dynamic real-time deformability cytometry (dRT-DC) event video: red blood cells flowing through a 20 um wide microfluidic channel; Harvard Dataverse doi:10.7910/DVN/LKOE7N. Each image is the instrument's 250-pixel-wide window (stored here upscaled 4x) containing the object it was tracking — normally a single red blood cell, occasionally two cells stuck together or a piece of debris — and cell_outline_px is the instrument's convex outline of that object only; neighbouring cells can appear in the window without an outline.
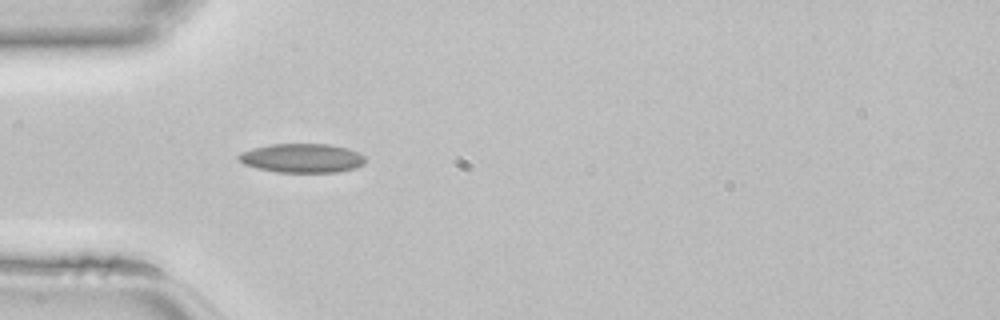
{"species": "common noctule bat (a hibernating species)", "species_latin": "Nyctalus noctula", "temperature_condition": "room temperature", "stored_images_in_passage": 17, "camera_frame_rate_fps": 3000, "um_per_image_px": 0.085, "animal": {"sex": "female", "body_mass_g": 22.7, "forearm_length_mm": 54.2}, "frame": {"image": 1, "passage_image": 3, "time_ms": 0.667, "image_size_px": [1000, 320], "cell_outline_px": [[364, 164], [356, 168], [336, 172], [276, 172], [256, 168], [244, 164], [236, 156], [240, 152], [252, 148], [268, 144], [328, 144], [348, 148], [364, 156]], "centroid_in_image_um": [25.64, 13.44], "position_along_channel_um": 59.4, "area_um2": 21.5}}
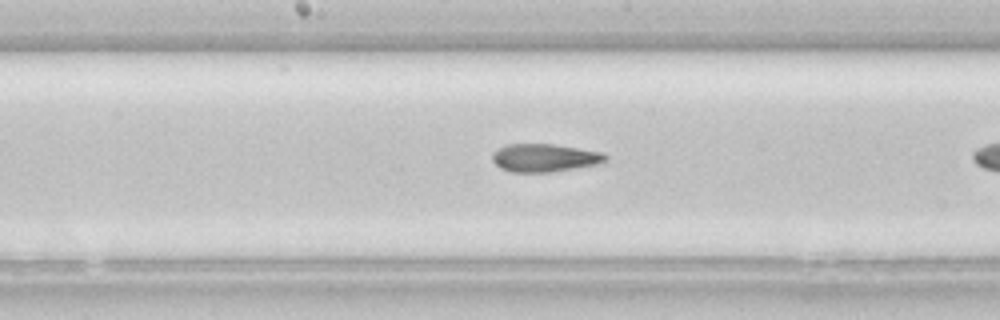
{"frame": {"image": 2, "passage_image": 10, "time_ms": 3.0, "image_size_px": [1000, 320], "cell_outline_px": [[608, 160], [596, 164], [552, 172], [512, 172], [500, 168], [492, 160], [492, 152], [496, 148], [508, 144], [552, 144], [604, 152], [608, 156]], "centroid_in_image_um": [46.27, 13.41], "position_along_channel_um": 201.9, "area_um2": 18.55}}